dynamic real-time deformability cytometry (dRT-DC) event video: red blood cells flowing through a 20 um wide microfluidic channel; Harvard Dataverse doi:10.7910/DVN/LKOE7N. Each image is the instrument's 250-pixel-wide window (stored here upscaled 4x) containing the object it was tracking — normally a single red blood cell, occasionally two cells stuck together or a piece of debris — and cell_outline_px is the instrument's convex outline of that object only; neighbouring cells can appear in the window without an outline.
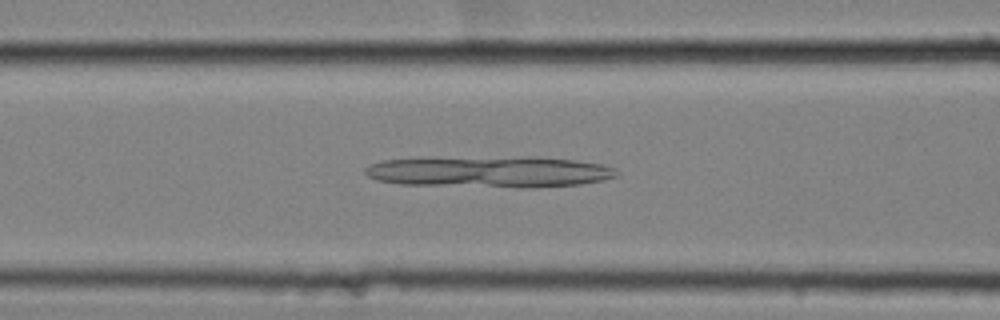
{"species": "common noctule bat (a hibernating species)", "species_latin": "Nyctalus noctula", "temperature_condition": "cold", "stored_images_in_passage": 57, "camera_frame_rate_fps": 3000, "um_per_image_px": 0.085, "animal": {"sex": "female", "body_mass_g": 25.1}, "frame": {"image": 1, "passage_image": 24, "time_ms": 7.667, "image_size_px": [1000, 320], "cell_outline_px": [[620, 172], [616, 176], [604, 180], [580, 184], [532, 188], [520, 188], [400, 184], [376, 180], [368, 176], [364, 172], [364, 168], [372, 164], [384, 160], [428, 156], [528, 156], [576, 160], [604, 164], [616, 168]], "centroid_in_image_um": [41.61, 14.58], "position_along_channel_um": 125.0, "area_um2": 47.51}}
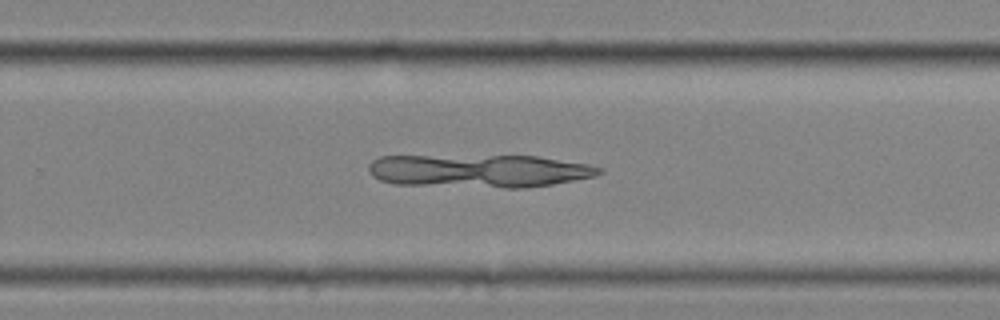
{"frame": {"image": 2, "passage_image": 38, "time_ms": 12.333, "image_size_px": [1000, 320], "cell_outline_px": [[604, 172], [596, 176], [552, 184], [524, 188], [504, 188], [396, 184], [380, 180], [372, 176], [368, 172], [368, 164], [372, 160], [380, 156], [536, 156], [588, 164], [604, 168]], "centroid_in_image_um": [40.73, 14.53], "position_along_channel_um": 289.1, "area_um2": 44.62}}
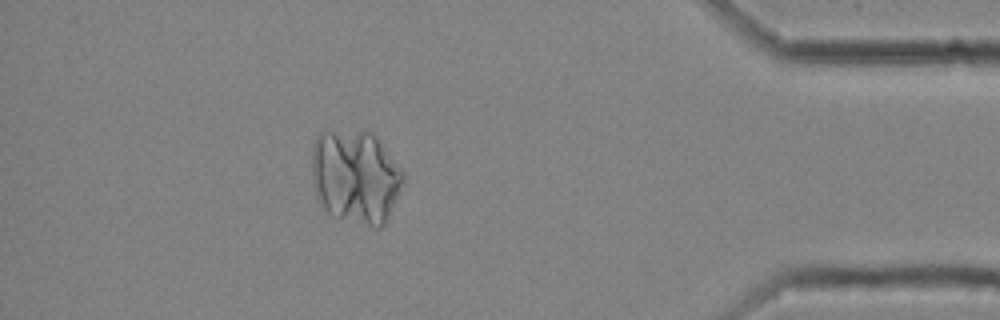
{"frame": {"image": 3, "passage_image": 51, "time_ms": 16.667, "image_size_px": [1000, 320], "cell_outline_px": [[404, 184], [388, 220], [380, 228], [376, 228], [332, 216], [320, 204], [316, 196], [312, 176], [312, 148], [316, 136], [320, 132], [364, 128], [372, 132], [376, 136], [404, 172]], "centroid_in_image_um": [30.23, 15.0], "position_along_channel_um": 405.0, "area_um2": 50.98}}